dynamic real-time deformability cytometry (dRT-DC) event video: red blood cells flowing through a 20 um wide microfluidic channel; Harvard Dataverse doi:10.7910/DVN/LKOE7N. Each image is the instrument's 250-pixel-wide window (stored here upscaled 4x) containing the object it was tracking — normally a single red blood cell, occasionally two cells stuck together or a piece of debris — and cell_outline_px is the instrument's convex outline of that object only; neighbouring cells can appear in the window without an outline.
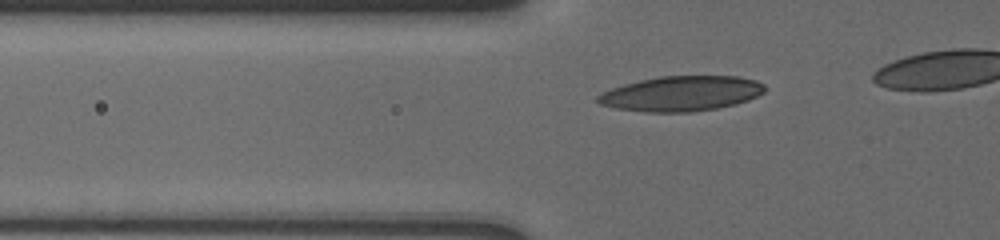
{"species": "human", "species_latin": "Homo sapiens", "temperature_condition": "cold", "stored_images_in_passage": 28, "camera_frame_rate_fps": 3000, "um_per_image_px": 0.085, "donor": {"sex": "male"}, "frame": {"image": 1, "passage_image": 8, "time_ms": 2.0, "image_size_px": [1000, 240], "cell_outline_px": [[764, 92], [748, 100], [736, 104], [716, 108], [692, 112], [648, 112], [616, 108], [600, 104], [596, 100], [596, 96], [600, 92], [624, 84], [640, 80], [660, 76], [740, 76], [756, 80], [764, 84]], "centroid_in_image_um": [57.9, 7.95], "position_along_channel_um": 67.9, "area_um2": 34.16}}
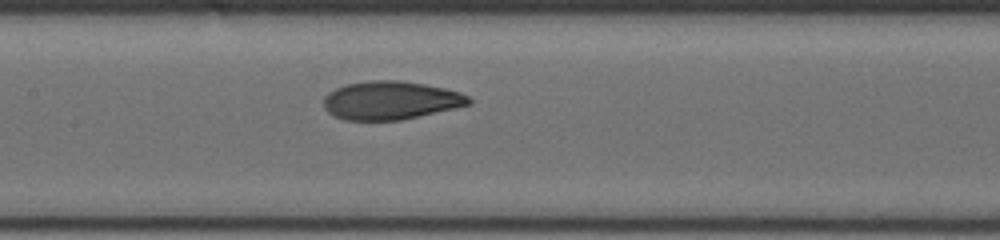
{"frame": {"image": 2, "passage_image": 19, "time_ms": 5.0, "image_size_px": [1000, 240], "cell_outline_px": [[472, 104], [400, 120], [344, 120], [332, 116], [324, 108], [324, 96], [328, 92], [336, 88], [348, 84], [368, 80], [396, 80], [424, 84], [444, 88], [460, 92], [468, 96], [472, 100]], "centroid_in_image_um": [33.18, 8.53], "position_along_channel_um": 174.2, "area_um2": 32.43}}
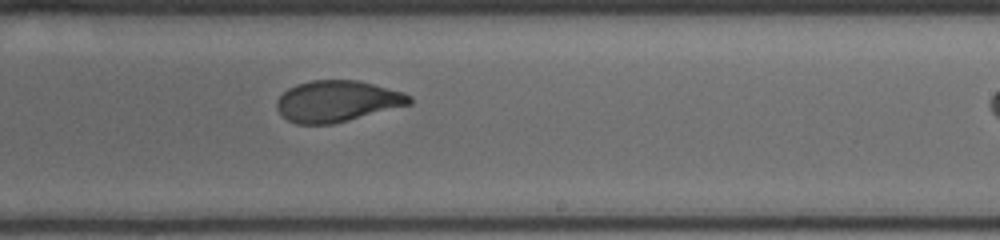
{"frame": {"image": 3, "passage_image": 27, "time_ms": 7.333, "image_size_px": [1000, 240], "cell_outline_px": [[412, 104], [332, 124], [296, 124], [288, 120], [276, 108], [276, 100], [288, 88], [296, 84], [312, 80], [360, 80], [404, 92], [412, 96]], "centroid_in_image_um": [28.68, 8.59], "position_along_channel_um": 260.3, "area_um2": 31.96}}